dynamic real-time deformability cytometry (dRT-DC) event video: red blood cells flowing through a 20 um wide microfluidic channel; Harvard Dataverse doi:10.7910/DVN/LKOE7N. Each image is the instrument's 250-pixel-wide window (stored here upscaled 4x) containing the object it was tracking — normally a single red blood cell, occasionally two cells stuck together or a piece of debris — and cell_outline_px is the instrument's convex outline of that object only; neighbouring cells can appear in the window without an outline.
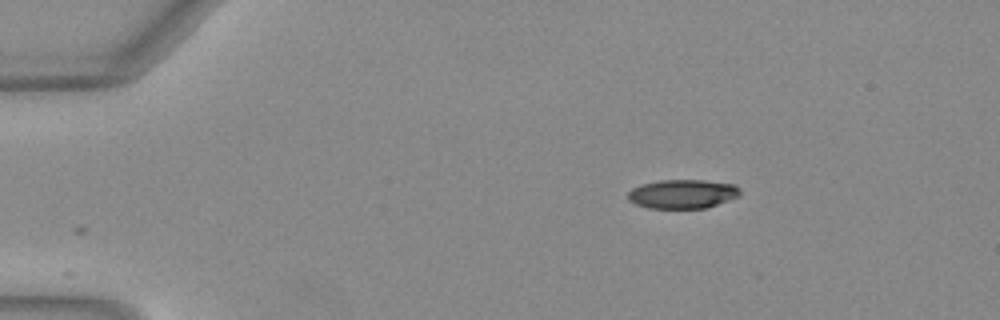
{"species": "Egyptian fruit bat (a non-hibernating species)", "species_latin": "Rousettus aegyptiacus", "temperature_condition": "warm", "stored_images_in_passage": 12, "camera_frame_rate_fps": 3000, "um_per_image_px": 0.085, "animal": {"sex": "female"}, "frame": {"image": 1, "passage_image": 1, "time_ms": 0.0, "image_size_px": [1000, 320], "cell_outline_px": [[740, 196], [704, 208], [648, 208], [636, 204], [628, 200], [628, 192], [632, 188], [640, 184], [660, 180], [704, 180], [732, 184], [740, 192]], "centroid_in_image_um": [57.96, 16.48], "position_along_channel_um": 27.0, "area_um2": 18.79}}
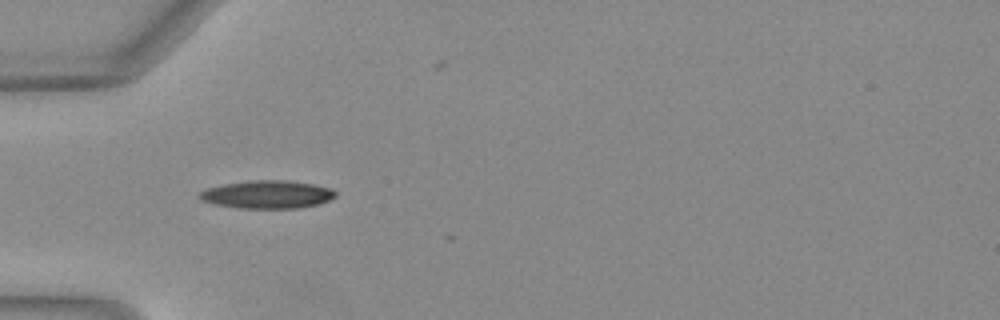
{"frame": {"image": 2, "passage_image": 9, "time_ms": 2.667, "image_size_px": [1000, 320], "cell_outline_px": [[336, 196], [320, 204], [300, 208], [236, 208], [212, 204], [200, 200], [196, 196], [200, 192], [208, 188], [224, 184], [252, 180], [284, 180], [312, 184], [332, 188], [336, 192]], "centroid_in_image_um": [22.7, 16.54], "position_along_channel_um": 62.3, "area_um2": 22.31}}